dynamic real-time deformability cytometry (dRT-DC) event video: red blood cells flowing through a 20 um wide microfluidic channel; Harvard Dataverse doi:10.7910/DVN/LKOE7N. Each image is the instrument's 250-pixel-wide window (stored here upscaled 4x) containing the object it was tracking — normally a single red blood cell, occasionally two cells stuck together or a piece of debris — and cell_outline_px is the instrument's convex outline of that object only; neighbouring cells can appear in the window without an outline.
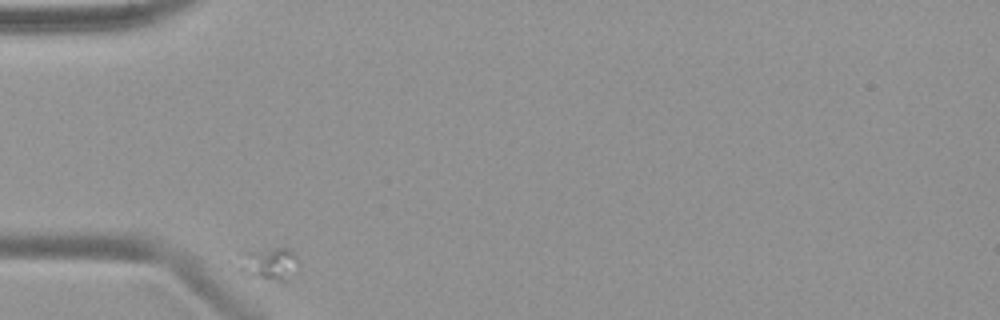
{"species": "common noctule bat (a hibernating species)", "species_latin": "Nyctalus noctula", "temperature_condition": "warm", "stored_images_in_passage": 35, "camera_frame_rate_fps": 3000, "um_per_image_px": 0.085, "animal": {"sex": "female", "body_mass_g": 19.9}, "frame": {"image": 1, "passage_image": 1, "time_ms": 0.0, "image_size_px": [1000, 320], "cell_outline_px": [[300, 272], [288, 280], [280, 280], [240, 272], [240, 252], [276, 248], [288, 248], [296, 256]], "centroid_in_image_um": [22.96, 22.39], "position_along_channel_um": 62.0, "area_um2": 11.16}}
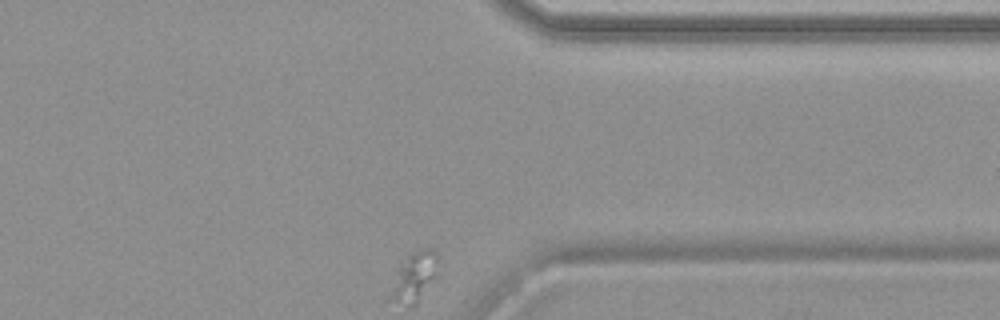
{"frame": {"image": 2, "passage_image": 35, "time_ms": 11.333, "image_size_px": [1000, 320], "cell_outline_px": [[440, 260], [436, 276], [416, 304], [408, 304], [388, 300], [400, 264], [412, 252], [424, 248], [432, 248], [436, 252]], "centroid_in_image_um": [35.27, 23.48], "position_along_channel_um": 376.1, "area_um2": 13.41}}